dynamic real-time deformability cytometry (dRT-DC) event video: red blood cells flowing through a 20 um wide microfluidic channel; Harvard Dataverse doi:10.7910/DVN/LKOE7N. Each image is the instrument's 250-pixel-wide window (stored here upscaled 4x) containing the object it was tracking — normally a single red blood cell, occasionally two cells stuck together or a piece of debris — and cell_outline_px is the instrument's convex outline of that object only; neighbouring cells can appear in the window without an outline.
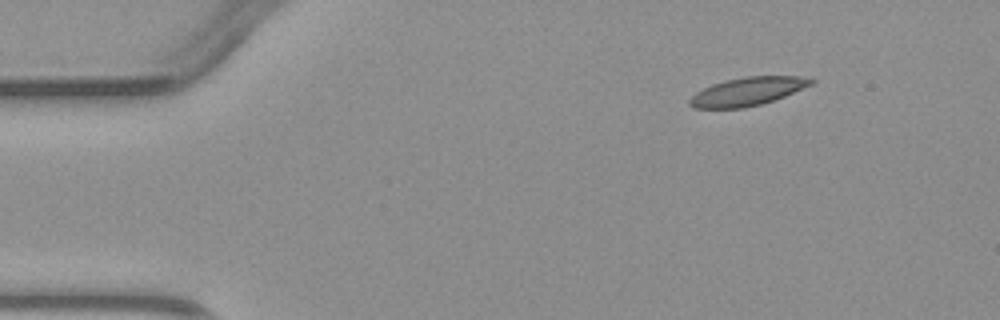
{"species": "common noctule bat (a hibernating species)", "species_latin": "Nyctalus noctula", "temperature_condition": "warm", "stored_images_in_passage": 3, "camera_frame_rate_fps": 3000, "um_per_image_px": 0.085, "animal": {"sex": "male", "body_mass_g": 23.1, "forearm_length_mm": 52.7}, "frame": {"image": 1, "passage_image": 1, "time_ms": 0.0, "image_size_px": [1000, 320], "cell_outline_px": [[816, 80], [812, 84], [784, 96], [760, 104], [744, 108], [692, 108], [688, 104], [688, 100], [696, 92], [712, 84], [724, 80], [744, 76], [812, 76]], "centroid_in_image_um": [63.54, 7.76], "position_along_channel_um": 21.5, "area_um2": 20.11}}